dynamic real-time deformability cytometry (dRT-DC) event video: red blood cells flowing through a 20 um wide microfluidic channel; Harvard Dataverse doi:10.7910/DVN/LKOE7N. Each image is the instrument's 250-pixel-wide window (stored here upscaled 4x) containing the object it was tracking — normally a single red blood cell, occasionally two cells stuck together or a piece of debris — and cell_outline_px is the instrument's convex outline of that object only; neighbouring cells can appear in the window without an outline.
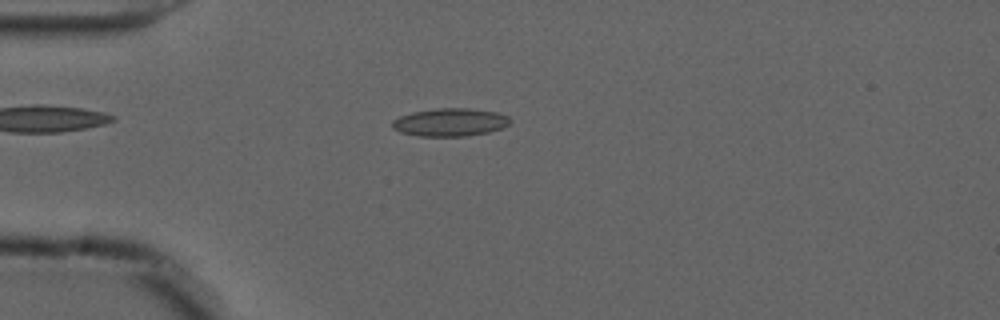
{"species": "common noctule bat (a hibernating species)", "species_latin": "Nyctalus noctula", "temperature_condition": "cold", "stored_images_in_passage": 54, "camera_frame_rate_fps": 3000, "um_per_image_px": 0.085, "animal": {"sex": "male", "forearm_length_mm": 52.5}, "frame": {"image": 1, "passage_image": 14, "time_ms": 4.333, "image_size_px": [1000, 320], "cell_outline_px": [[512, 120], [504, 128], [488, 132], [468, 136], [416, 136], [400, 132], [392, 128], [392, 120], [400, 116], [412, 112], [436, 108], [472, 108], [496, 112], [508, 116]], "centroid_in_image_um": [38.26, 10.39], "position_along_channel_um": 46.7, "area_um2": 19.42}}
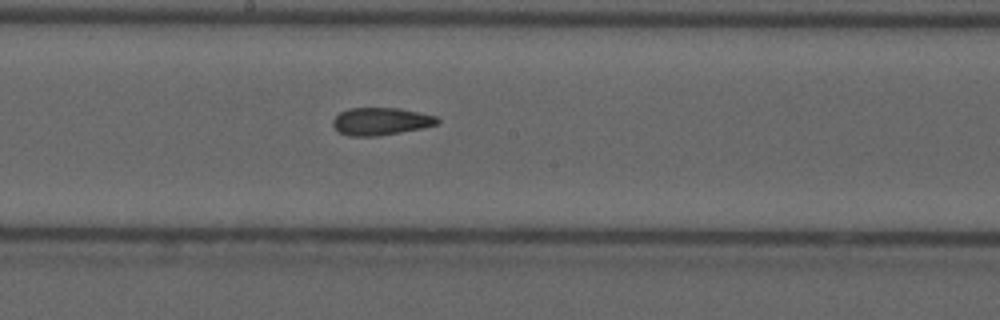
{"frame": {"image": 2, "passage_image": 29, "time_ms": 9.333, "image_size_px": [1000, 320], "cell_outline_px": [[440, 124], [380, 136], [348, 136], [340, 132], [332, 124], [332, 120], [340, 112], [348, 108], [400, 108], [436, 116], [440, 120]], "centroid_in_image_um": [32.37, 10.31], "position_along_channel_um": 215.8, "area_um2": 16.76}}
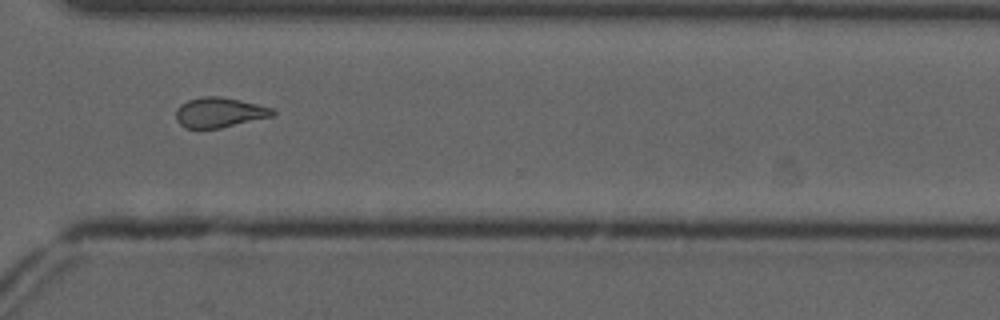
{"frame": {"image": 3, "passage_image": 40, "time_ms": 13.0, "image_size_px": [1000, 320], "cell_outline_px": [[276, 112], [272, 116], [220, 128], [184, 128], [176, 120], [176, 108], [180, 104], [188, 100], [204, 96], [220, 96], [256, 104], [272, 108]], "centroid_in_image_um": [18.6, 9.56], "position_along_channel_um": 352.0, "area_um2": 16.76}, "authors_computed_cell_mechanics": {"area_um2": 17.4556, "velocity_mm_per_s": 3.7204, "shape_relaxation_time_tau1_ms": null, "shape_relaxation_time_tau2_ms": 3.6097, "deformation_change_tau1": null, "deformation_change_tau2": 0.1093}}